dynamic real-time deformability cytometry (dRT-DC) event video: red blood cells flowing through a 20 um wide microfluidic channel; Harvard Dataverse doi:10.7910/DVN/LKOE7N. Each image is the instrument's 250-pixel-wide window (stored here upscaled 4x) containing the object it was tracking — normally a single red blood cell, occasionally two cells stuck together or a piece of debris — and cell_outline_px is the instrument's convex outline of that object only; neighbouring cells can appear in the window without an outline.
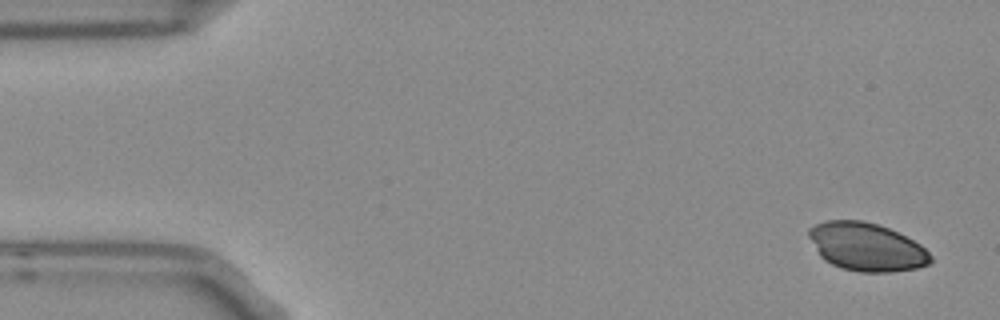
{"species": "Egyptian fruit bat (a non-hibernating species)", "species_latin": "Rousettus aegyptiacus", "temperature_condition": "room temperature", "stored_images_in_passage": 9, "camera_frame_rate_fps": 3000, "um_per_image_px": 0.085, "frame": {"image": 1, "passage_image": 1, "time_ms": 0.0, "image_size_px": [1000, 320], "cell_outline_px": [[932, 264], [916, 268], [892, 272], [860, 272], [840, 268], [824, 260], [820, 256], [808, 236], [808, 228], [816, 224], [828, 220], [860, 220], [876, 224], [888, 228], [920, 244], [932, 256]], "centroid_in_image_um": [73.65, 21.0], "position_along_channel_um": 11.4, "area_um2": 34.1}}